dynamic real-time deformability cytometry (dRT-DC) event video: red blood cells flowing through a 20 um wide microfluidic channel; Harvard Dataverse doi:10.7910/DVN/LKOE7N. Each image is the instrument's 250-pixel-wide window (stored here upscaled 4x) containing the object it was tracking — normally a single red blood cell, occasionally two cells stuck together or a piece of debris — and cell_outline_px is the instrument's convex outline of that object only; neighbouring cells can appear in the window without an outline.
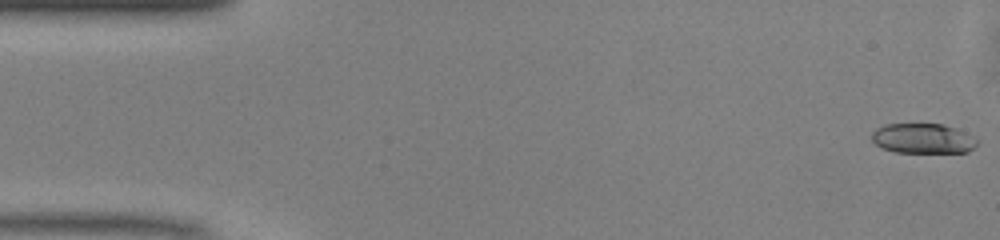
{"species": "common noctule bat (a hibernating species)", "species_latin": "Nyctalus noctula", "temperature_condition": "warm", "stored_images_in_passage": 49, "camera_frame_rate_fps": 3000, "um_per_image_px": 0.085, "animal": {"sex": "male", "body_mass_g": 13.0, "forearm_length_mm": 53.1}, "frame": {"image": 1, "passage_image": 1, "time_ms": 0.0, "image_size_px": [1000, 240], "cell_outline_px": [[980, 140], [968, 152], [896, 152], [884, 148], [876, 144], [872, 140], [872, 132], [876, 128], [884, 124], [944, 124], [956, 128]], "centroid_in_image_um": [78.45, 11.76], "position_along_channel_um": 6.5, "area_um2": 18.32}}
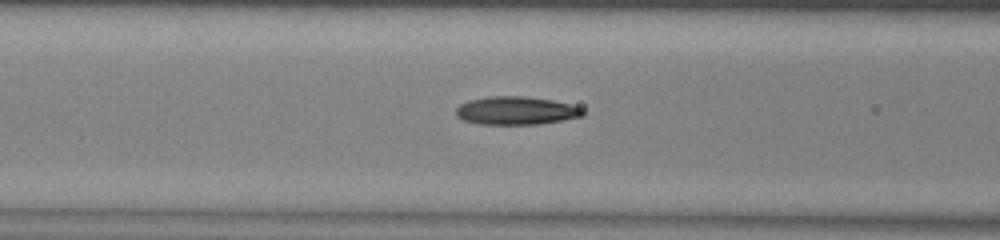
{"frame": {"image": 2, "passage_image": 19, "time_ms": 6.0, "image_size_px": [1000, 240], "cell_outline_px": [[584, 116], [536, 124], [480, 124], [464, 120], [456, 116], [456, 108], [460, 104], [468, 100], [488, 96], [524, 96], [552, 100], [568, 104], [580, 108], [584, 112]], "centroid_in_image_um": [43.82, 9.39], "position_along_channel_um": 122.8, "area_um2": 20.63}}
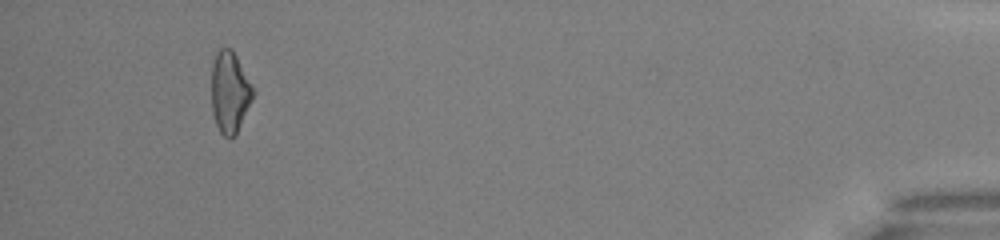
{"frame": {"image": 3, "passage_image": 46, "time_ms": 15.0, "image_size_px": [1000, 240], "cell_outline_px": [[256, 92], [232, 140], [228, 140], [220, 132], [216, 124], [212, 112], [212, 64], [216, 52], [220, 48], [232, 48], [256, 88]], "centroid_in_image_um": [19.56, 7.81], "position_along_channel_um": 415.6, "area_um2": 20.06}, "authors_computed_cell_mechanics": {"area_um2": 20.0566, "velocity_mm_per_s": 4.1414, "shape_relaxation_time_tau1_ms": 9.6019, "shape_relaxation_time_tau2_ms": 2.7859, "deformation_change_tau1": 0.2334, "deformation_change_tau2": 0.1281}}